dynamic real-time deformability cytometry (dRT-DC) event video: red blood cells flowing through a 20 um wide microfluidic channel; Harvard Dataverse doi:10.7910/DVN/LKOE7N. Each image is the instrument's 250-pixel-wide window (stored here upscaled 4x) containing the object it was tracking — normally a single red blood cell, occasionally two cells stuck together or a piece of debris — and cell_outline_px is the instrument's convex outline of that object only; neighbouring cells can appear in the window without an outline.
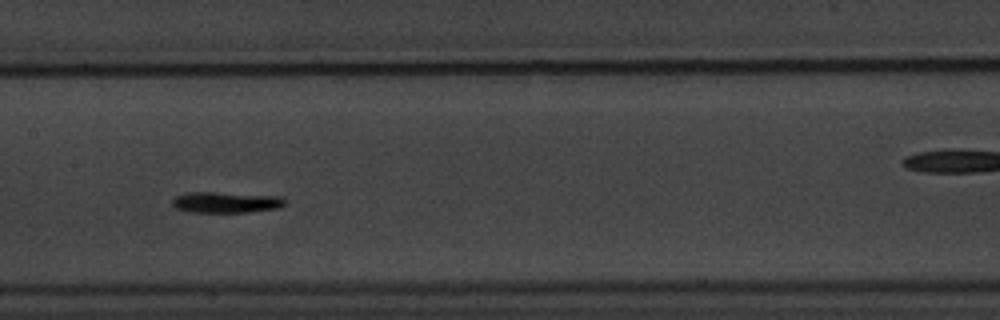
{"species": "common noctule bat (a hibernating species)", "species_latin": "Nyctalus noctula", "temperature_condition": "warm", "stored_images_in_passage": 15, "camera_frame_rate_fps": 3000, "um_per_image_px": 0.085, "animal": {"sex": "male", "body_mass_g": 20.1, "forearm_length_mm": 53.5}, "frame": {"image": 1, "passage_image": 7, "time_ms": 7.667, "image_size_px": [1000, 320], "cell_outline_px": [[284, 204], [280, 208], [248, 212], [188, 212], [176, 208], [172, 204], [172, 200], [176, 196], [188, 192], [212, 192], [280, 196], [284, 200]], "centroid_in_image_um": [19.19, 17.2], "position_along_channel_um": 188.2, "area_um2": 13.7}}
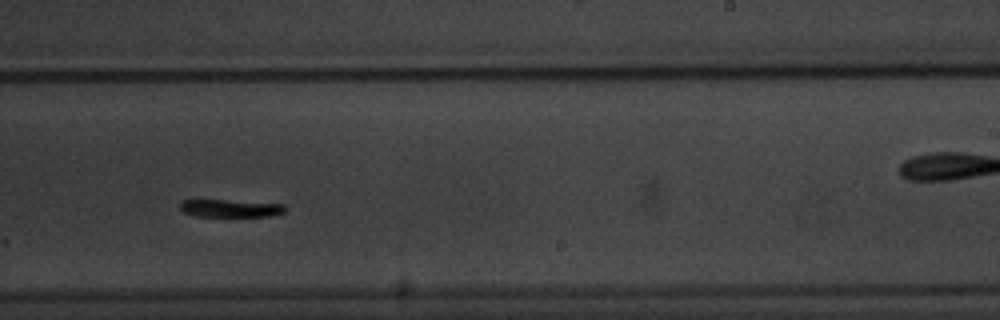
{"frame": {"image": 2, "passage_image": 9, "time_ms": 10.0, "image_size_px": [1000, 320], "cell_outline_px": [[284, 212], [272, 216], [196, 216], [184, 212], [180, 208], [180, 200], [192, 196], [284, 204]], "centroid_in_image_um": [19.43, 17.63], "position_along_channel_um": 269.6, "area_um2": 11.68}, "authors_computed_cell_mechanics": {"area_um2": 12.3114, "velocity_mm_per_s": 3.4959, "shape_relaxation_time_tau1_ms": 2.1136, "shape_relaxation_time_tau2_ms": 3.6646, "deformation_change_tau1": 0.1006, "deformation_change_tau2": 0.1001}}